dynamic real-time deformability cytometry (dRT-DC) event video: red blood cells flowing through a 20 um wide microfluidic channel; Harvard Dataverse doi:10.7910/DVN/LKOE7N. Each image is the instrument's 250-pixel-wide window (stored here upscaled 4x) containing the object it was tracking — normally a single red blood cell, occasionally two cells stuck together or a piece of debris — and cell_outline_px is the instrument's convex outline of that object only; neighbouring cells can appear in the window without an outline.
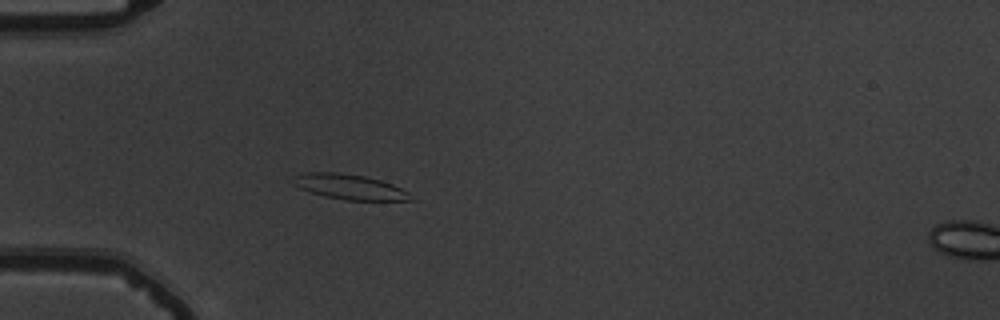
{"species": "common noctule bat (a hibernating species)", "species_latin": "Nyctalus noctula", "temperature_condition": "warm", "stored_images_in_passage": 39, "camera_frame_rate_fps": 3000, "um_per_image_px": 0.085, "animal": {"sex": "male", "body_mass_g": 19.5, "forearm_length_mm": 54.6}, "frame": {"image": 1, "passage_image": 1, "time_ms": 0.0, "image_size_px": [1000, 320], "cell_outline_px": [[416, 200], [348, 200], [324, 196], [300, 188], [292, 184], [296, 176], [304, 172], [336, 172], [364, 176], [380, 180], [392, 184], [408, 192]], "centroid_in_image_um": [29.73, 15.88], "position_along_channel_um": 55.3, "area_um2": 16.99}}
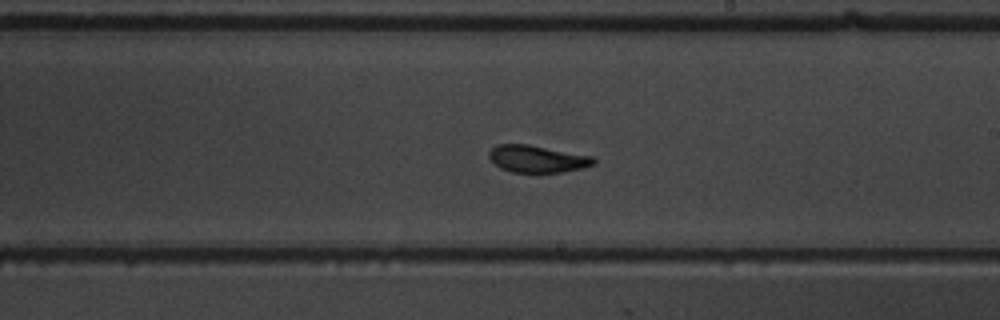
{"frame": {"image": 2, "passage_image": 17, "time_ms": 5.333, "image_size_px": [1000, 320], "cell_outline_px": [[596, 164], [584, 168], [564, 172], [540, 176], [512, 172], [500, 168], [488, 156], [488, 152], [496, 144], [528, 144], [596, 156]], "centroid_in_image_um": [45.73, 13.55], "position_along_channel_um": 243.3, "area_um2": 17.57}}
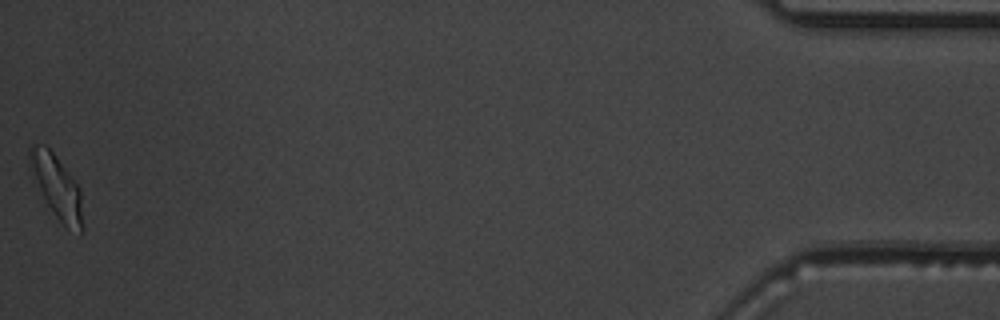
{"frame": {"image": 3, "passage_image": 39, "time_ms": 12.667, "image_size_px": [1000, 320], "cell_outline_px": [[84, 232], [80, 232], [64, 224], [56, 216], [48, 204], [28, 168], [28, 148], [32, 144], [44, 144], [56, 156], [80, 188], [84, 228]], "centroid_in_image_um": [4.81, 15.82], "position_along_channel_um": 430.4, "area_um2": 19.25}, "authors_computed_cell_mechanics": {"area_um2": 17.051, "velocity_mm_per_s": 3.7405, "shape_relaxation_time_tau1_ms": 3.0649, "shape_relaxation_time_tau2_ms": 1.0126, "deformation_change_tau1": 0.1733, "deformation_change_tau2": 0.0757}}